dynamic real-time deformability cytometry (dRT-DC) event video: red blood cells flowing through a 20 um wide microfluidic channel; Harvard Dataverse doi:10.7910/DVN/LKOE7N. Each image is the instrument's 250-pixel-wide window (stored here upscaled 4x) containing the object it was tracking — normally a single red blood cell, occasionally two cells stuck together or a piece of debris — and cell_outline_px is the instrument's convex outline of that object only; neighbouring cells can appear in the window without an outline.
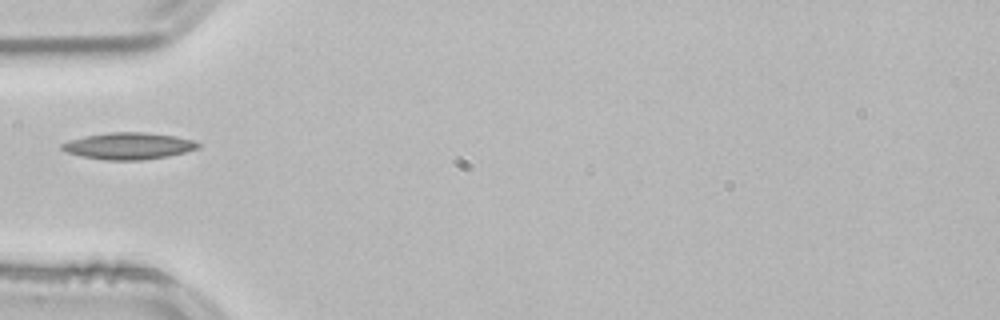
{"species": "common noctule bat (a hibernating species)", "species_latin": "Nyctalus noctula", "temperature_condition": "room temperature", "stored_images_in_passage": 37, "camera_frame_rate_fps": 3000, "um_per_image_px": 0.085, "animal": {"sex": "male", "body_mass_g": 21.5, "forearm_length_mm": 52.0}, "frame": {"image": 1, "passage_image": 1, "time_ms": 0.0, "image_size_px": [1000, 320], "cell_outline_px": [[200, 148], [168, 156], [140, 160], [104, 160], [80, 156], [64, 152], [60, 148], [60, 144], [84, 136], [108, 132], [148, 132], [176, 136], [192, 140], [200, 144]], "centroid_in_image_um": [10.91, 12.4], "position_along_channel_um": 74.1, "area_um2": 21.33}}
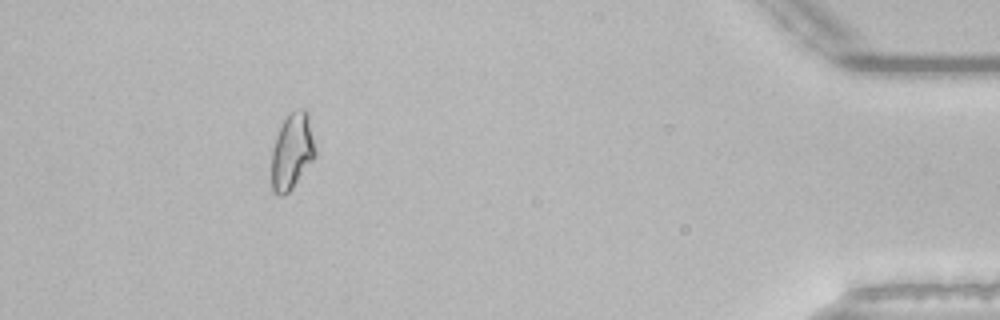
{"frame": {"image": 2, "passage_image": 32, "time_ms": 10.333, "image_size_px": [1000, 320], "cell_outline_px": [[316, 156], [292, 188], [288, 192], [280, 196], [276, 196], [272, 192], [272, 152], [276, 136], [284, 120], [296, 108], [304, 108], [308, 112], [316, 148]], "centroid_in_image_um": [24.84, 12.86], "position_along_channel_um": 410.4, "area_um2": 19.42}}